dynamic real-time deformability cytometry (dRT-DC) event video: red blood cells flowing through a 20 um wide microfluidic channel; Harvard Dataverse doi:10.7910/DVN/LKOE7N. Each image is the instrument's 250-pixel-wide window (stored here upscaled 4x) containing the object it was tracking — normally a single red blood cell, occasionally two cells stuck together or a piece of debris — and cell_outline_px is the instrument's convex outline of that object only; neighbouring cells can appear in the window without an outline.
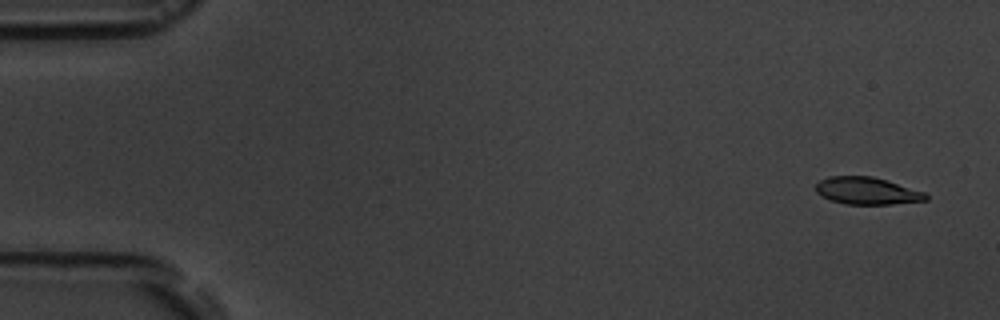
{"species": "common noctule bat (a hibernating species)", "species_latin": "Nyctalus noctula", "temperature_condition": "room temperature", "stored_images_in_passage": 5, "camera_frame_rate_fps": 3000, "um_per_image_px": 0.085, "animal": {"sex": "male", "body_mass_g": 19.5, "forearm_length_mm": 54.6}, "frame": {"image": 1, "passage_image": 1, "time_ms": 0.0, "image_size_px": [1000, 320], "cell_outline_px": [[928, 200], [892, 204], [844, 204], [828, 200], [816, 192], [816, 184], [820, 180], [828, 176], [872, 176], [888, 180], [924, 192], [928, 196]], "centroid_in_image_um": [73.68, 16.22], "position_along_channel_um": 11.3, "area_um2": 17.57}}
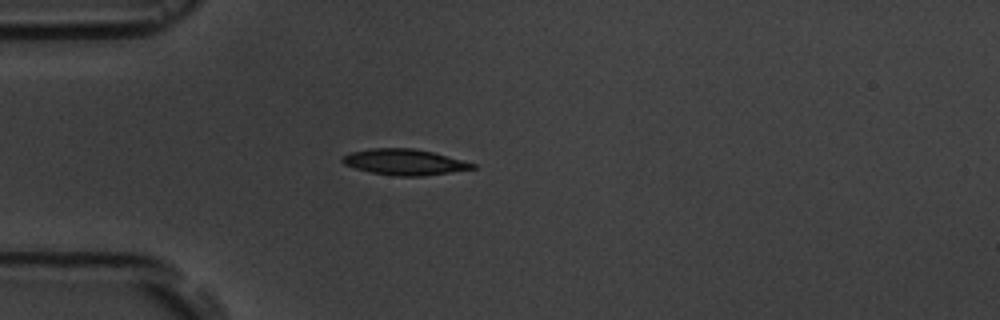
{"frame": {"image": 2, "passage_image": 5, "time_ms": 4.333, "image_size_px": [1000, 320], "cell_outline_px": [[476, 168], [420, 176], [396, 176], [372, 172], [356, 168], [344, 164], [340, 160], [340, 156], [348, 152], [372, 148], [412, 148], [432, 152], [476, 164]], "centroid_in_image_um": [34.3, 13.76], "position_along_channel_um": 50.7, "area_um2": 19.42}}